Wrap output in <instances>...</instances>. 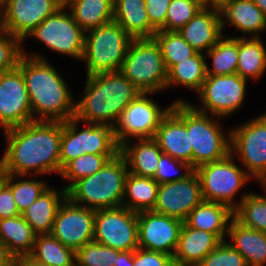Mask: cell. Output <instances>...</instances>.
Listing matches in <instances>:
<instances>
[{"mask_svg": "<svg viewBox=\"0 0 266 266\" xmlns=\"http://www.w3.org/2000/svg\"><path fill=\"white\" fill-rule=\"evenodd\" d=\"M94 241L119 251L139 248L137 213L125 208L96 210Z\"/></svg>", "mask_w": 266, "mask_h": 266, "instance_id": "13", "label": "cell"}, {"mask_svg": "<svg viewBox=\"0 0 266 266\" xmlns=\"http://www.w3.org/2000/svg\"><path fill=\"white\" fill-rule=\"evenodd\" d=\"M154 139L164 154L192 166L190 132H187L185 124L171 110L160 122Z\"/></svg>", "mask_w": 266, "mask_h": 266, "instance_id": "21", "label": "cell"}, {"mask_svg": "<svg viewBox=\"0 0 266 266\" xmlns=\"http://www.w3.org/2000/svg\"><path fill=\"white\" fill-rule=\"evenodd\" d=\"M21 215L11 189L3 182H0V220Z\"/></svg>", "mask_w": 266, "mask_h": 266, "instance_id": "47", "label": "cell"}, {"mask_svg": "<svg viewBox=\"0 0 266 266\" xmlns=\"http://www.w3.org/2000/svg\"><path fill=\"white\" fill-rule=\"evenodd\" d=\"M33 121L31 104L21 70L0 73V126L19 127Z\"/></svg>", "mask_w": 266, "mask_h": 266, "instance_id": "15", "label": "cell"}, {"mask_svg": "<svg viewBox=\"0 0 266 266\" xmlns=\"http://www.w3.org/2000/svg\"><path fill=\"white\" fill-rule=\"evenodd\" d=\"M95 214L96 210L76 205L66 198L58 209L50 234L76 251L94 240Z\"/></svg>", "mask_w": 266, "mask_h": 266, "instance_id": "16", "label": "cell"}, {"mask_svg": "<svg viewBox=\"0 0 266 266\" xmlns=\"http://www.w3.org/2000/svg\"><path fill=\"white\" fill-rule=\"evenodd\" d=\"M171 111L185 124L190 132V147H192V167L215 162L226 158L230 154L231 130L227 137L217 117L196 110L190 102L176 100ZM215 118V119H213Z\"/></svg>", "mask_w": 266, "mask_h": 266, "instance_id": "4", "label": "cell"}, {"mask_svg": "<svg viewBox=\"0 0 266 266\" xmlns=\"http://www.w3.org/2000/svg\"><path fill=\"white\" fill-rule=\"evenodd\" d=\"M231 153L224 159L200 165L195 169L201 183L202 198L227 205L235 210L239 201L234 197L252 178L244 168L239 167Z\"/></svg>", "mask_w": 266, "mask_h": 266, "instance_id": "8", "label": "cell"}, {"mask_svg": "<svg viewBox=\"0 0 266 266\" xmlns=\"http://www.w3.org/2000/svg\"><path fill=\"white\" fill-rule=\"evenodd\" d=\"M172 260L173 257L165 253L141 248L134 250L133 255L134 266H168Z\"/></svg>", "mask_w": 266, "mask_h": 266, "instance_id": "46", "label": "cell"}, {"mask_svg": "<svg viewBox=\"0 0 266 266\" xmlns=\"http://www.w3.org/2000/svg\"><path fill=\"white\" fill-rule=\"evenodd\" d=\"M205 58H212V68L206 64L207 75H228L236 73L238 63V36H223L209 49Z\"/></svg>", "mask_w": 266, "mask_h": 266, "instance_id": "35", "label": "cell"}, {"mask_svg": "<svg viewBox=\"0 0 266 266\" xmlns=\"http://www.w3.org/2000/svg\"><path fill=\"white\" fill-rule=\"evenodd\" d=\"M139 248L174 256L183 221L155 213H137Z\"/></svg>", "mask_w": 266, "mask_h": 266, "instance_id": "17", "label": "cell"}, {"mask_svg": "<svg viewBox=\"0 0 266 266\" xmlns=\"http://www.w3.org/2000/svg\"><path fill=\"white\" fill-rule=\"evenodd\" d=\"M63 5L48 16L28 36L35 38L51 51L82 60L85 31L74 21Z\"/></svg>", "mask_w": 266, "mask_h": 266, "instance_id": "11", "label": "cell"}, {"mask_svg": "<svg viewBox=\"0 0 266 266\" xmlns=\"http://www.w3.org/2000/svg\"><path fill=\"white\" fill-rule=\"evenodd\" d=\"M17 67L25 80L33 121L65 122L75 117V100L69 86L44 56L27 55L22 45Z\"/></svg>", "mask_w": 266, "mask_h": 266, "instance_id": "2", "label": "cell"}, {"mask_svg": "<svg viewBox=\"0 0 266 266\" xmlns=\"http://www.w3.org/2000/svg\"><path fill=\"white\" fill-rule=\"evenodd\" d=\"M128 173L126 160L118 153L98 172L76 181L67 190V198L76 205L94 210L122 207Z\"/></svg>", "mask_w": 266, "mask_h": 266, "instance_id": "5", "label": "cell"}, {"mask_svg": "<svg viewBox=\"0 0 266 266\" xmlns=\"http://www.w3.org/2000/svg\"><path fill=\"white\" fill-rule=\"evenodd\" d=\"M132 40L115 20L85 32L86 76L120 71Z\"/></svg>", "mask_w": 266, "mask_h": 266, "instance_id": "6", "label": "cell"}, {"mask_svg": "<svg viewBox=\"0 0 266 266\" xmlns=\"http://www.w3.org/2000/svg\"><path fill=\"white\" fill-rule=\"evenodd\" d=\"M252 1L266 15V0H252Z\"/></svg>", "mask_w": 266, "mask_h": 266, "instance_id": "52", "label": "cell"}, {"mask_svg": "<svg viewBox=\"0 0 266 266\" xmlns=\"http://www.w3.org/2000/svg\"><path fill=\"white\" fill-rule=\"evenodd\" d=\"M197 266H248L244 257L227 241H222Z\"/></svg>", "mask_w": 266, "mask_h": 266, "instance_id": "43", "label": "cell"}, {"mask_svg": "<svg viewBox=\"0 0 266 266\" xmlns=\"http://www.w3.org/2000/svg\"><path fill=\"white\" fill-rule=\"evenodd\" d=\"M220 5H222L227 0H216Z\"/></svg>", "mask_w": 266, "mask_h": 266, "instance_id": "56", "label": "cell"}, {"mask_svg": "<svg viewBox=\"0 0 266 266\" xmlns=\"http://www.w3.org/2000/svg\"><path fill=\"white\" fill-rule=\"evenodd\" d=\"M16 266H48L38 260H35L31 255H26L16 260Z\"/></svg>", "mask_w": 266, "mask_h": 266, "instance_id": "50", "label": "cell"}, {"mask_svg": "<svg viewBox=\"0 0 266 266\" xmlns=\"http://www.w3.org/2000/svg\"><path fill=\"white\" fill-rule=\"evenodd\" d=\"M205 60L203 53L196 52L191 58L174 65L167 72L166 89L181 85L198 93L207 76Z\"/></svg>", "mask_w": 266, "mask_h": 266, "instance_id": "33", "label": "cell"}, {"mask_svg": "<svg viewBox=\"0 0 266 266\" xmlns=\"http://www.w3.org/2000/svg\"><path fill=\"white\" fill-rule=\"evenodd\" d=\"M120 72L141 93L166 90L167 70L155 38L133 39Z\"/></svg>", "mask_w": 266, "mask_h": 266, "instance_id": "7", "label": "cell"}, {"mask_svg": "<svg viewBox=\"0 0 266 266\" xmlns=\"http://www.w3.org/2000/svg\"><path fill=\"white\" fill-rule=\"evenodd\" d=\"M63 5V0H9L1 14L2 29L23 42L45 18Z\"/></svg>", "mask_w": 266, "mask_h": 266, "instance_id": "18", "label": "cell"}, {"mask_svg": "<svg viewBox=\"0 0 266 266\" xmlns=\"http://www.w3.org/2000/svg\"><path fill=\"white\" fill-rule=\"evenodd\" d=\"M223 30L220 8H215L200 9L178 32L197 53H206L224 36Z\"/></svg>", "mask_w": 266, "mask_h": 266, "instance_id": "20", "label": "cell"}, {"mask_svg": "<svg viewBox=\"0 0 266 266\" xmlns=\"http://www.w3.org/2000/svg\"><path fill=\"white\" fill-rule=\"evenodd\" d=\"M221 242L215 234L183 223L173 260L187 266H197Z\"/></svg>", "mask_w": 266, "mask_h": 266, "instance_id": "23", "label": "cell"}, {"mask_svg": "<svg viewBox=\"0 0 266 266\" xmlns=\"http://www.w3.org/2000/svg\"><path fill=\"white\" fill-rule=\"evenodd\" d=\"M36 234L22 215L0 220V241L17 260L32 253Z\"/></svg>", "mask_w": 266, "mask_h": 266, "instance_id": "29", "label": "cell"}, {"mask_svg": "<svg viewBox=\"0 0 266 266\" xmlns=\"http://www.w3.org/2000/svg\"><path fill=\"white\" fill-rule=\"evenodd\" d=\"M220 12L222 28L227 23L233 25L243 33L240 37L244 38V34L260 37V33L266 31V15L252 0H227L220 6Z\"/></svg>", "mask_w": 266, "mask_h": 266, "instance_id": "22", "label": "cell"}, {"mask_svg": "<svg viewBox=\"0 0 266 266\" xmlns=\"http://www.w3.org/2000/svg\"><path fill=\"white\" fill-rule=\"evenodd\" d=\"M78 122L75 117L62 122L60 173L70 161L82 154L119 153L113 127L84 123L86 127L78 131Z\"/></svg>", "mask_w": 266, "mask_h": 266, "instance_id": "9", "label": "cell"}, {"mask_svg": "<svg viewBox=\"0 0 266 266\" xmlns=\"http://www.w3.org/2000/svg\"><path fill=\"white\" fill-rule=\"evenodd\" d=\"M258 183L262 185L264 192L266 193V171L257 179ZM266 197V196H265Z\"/></svg>", "mask_w": 266, "mask_h": 266, "instance_id": "53", "label": "cell"}, {"mask_svg": "<svg viewBox=\"0 0 266 266\" xmlns=\"http://www.w3.org/2000/svg\"><path fill=\"white\" fill-rule=\"evenodd\" d=\"M168 266H187V265H184V264H182V263H180V262H177V261H175V260H172V261L168 264Z\"/></svg>", "mask_w": 266, "mask_h": 266, "instance_id": "55", "label": "cell"}, {"mask_svg": "<svg viewBox=\"0 0 266 266\" xmlns=\"http://www.w3.org/2000/svg\"><path fill=\"white\" fill-rule=\"evenodd\" d=\"M230 130V153L238 154L245 171L258 179L266 171V113Z\"/></svg>", "mask_w": 266, "mask_h": 266, "instance_id": "14", "label": "cell"}, {"mask_svg": "<svg viewBox=\"0 0 266 266\" xmlns=\"http://www.w3.org/2000/svg\"><path fill=\"white\" fill-rule=\"evenodd\" d=\"M64 6L85 32L113 20V0H64Z\"/></svg>", "mask_w": 266, "mask_h": 266, "instance_id": "30", "label": "cell"}, {"mask_svg": "<svg viewBox=\"0 0 266 266\" xmlns=\"http://www.w3.org/2000/svg\"><path fill=\"white\" fill-rule=\"evenodd\" d=\"M6 147L0 158L1 173L35 176L60 175L62 122L32 121L3 131Z\"/></svg>", "mask_w": 266, "mask_h": 266, "instance_id": "1", "label": "cell"}, {"mask_svg": "<svg viewBox=\"0 0 266 266\" xmlns=\"http://www.w3.org/2000/svg\"><path fill=\"white\" fill-rule=\"evenodd\" d=\"M8 2L9 0H0V14H2L5 11Z\"/></svg>", "mask_w": 266, "mask_h": 266, "instance_id": "54", "label": "cell"}, {"mask_svg": "<svg viewBox=\"0 0 266 266\" xmlns=\"http://www.w3.org/2000/svg\"><path fill=\"white\" fill-rule=\"evenodd\" d=\"M145 0H114L113 20L132 39L154 38L157 30L151 25Z\"/></svg>", "mask_w": 266, "mask_h": 266, "instance_id": "27", "label": "cell"}, {"mask_svg": "<svg viewBox=\"0 0 266 266\" xmlns=\"http://www.w3.org/2000/svg\"><path fill=\"white\" fill-rule=\"evenodd\" d=\"M150 95L140 93L118 117L113 133L119 147L131 138H154L160 122L171 110L173 103L162 109Z\"/></svg>", "mask_w": 266, "mask_h": 266, "instance_id": "10", "label": "cell"}, {"mask_svg": "<svg viewBox=\"0 0 266 266\" xmlns=\"http://www.w3.org/2000/svg\"><path fill=\"white\" fill-rule=\"evenodd\" d=\"M180 169H184L183 174H178L180 172ZM194 171L195 169L190 164L178 159H174L171 156L162 153L157 165L156 174L153 178L159 184L170 183L184 180Z\"/></svg>", "mask_w": 266, "mask_h": 266, "instance_id": "41", "label": "cell"}, {"mask_svg": "<svg viewBox=\"0 0 266 266\" xmlns=\"http://www.w3.org/2000/svg\"><path fill=\"white\" fill-rule=\"evenodd\" d=\"M189 0H172L166 15L165 30L178 31L184 27L200 10Z\"/></svg>", "mask_w": 266, "mask_h": 266, "instance_id": "42", "label": "cell"}, {"mask_svg": "<svg viewBox=\"0 0 266 266\" xmlns=\"http://www.w3.org/2000/svg\"><path fill=\"white\" fill-rule=\"evenodd\" d=\"M232 218L233 210L227 205L203 200L188 214L184 223L188 227L211 232L225 241Z\"/></svg>", "mask_w": 266, "mask_h": 266, "instance_id": "26", "label": "cell"}, {"mask_svg": "<svg viewBox=\"0 0 266 266\" xmlns=\"http://www.w3.org/2000/svg\"><path fill=\"white\" fill-rule=\"evenodd\" d=\"M116 155L117 154H82L70 161L60 173L63 180L71 182L63 188L67 191L76 181L95 174Z\"/></svg>", "mask_w": 266, "mask_h": 266, "instance_id": "38", "label": "cell"}, {"mask_svg": "<svg viewBox=\"0 0 266 266\" xmlns=\"http://www.w3.org/2000/svg\"><path fill=\"white\" fill-rule=\"evenodd\" d=\"M227 236L231 239L229 243L244 257L248 266L266 264V233L246 227L233 217Z\"/></svg>", "mask_w": 266, "mask_h": 266, "instance_id": "28", "label": "cell"}, {"mask_svg": "<svg viewBox=\"0 0 266 266\" xmlns=\"http://www.w3.org/2000/svg\"><path fill=\"white\" fill-rule=\"evenodd\" d=\"M66 198L67 191L63 187L57 192L49 186L21 215L36 235L50 234L58 209Z\"/></svg>", "mask_w": 266, "mask_h": 266, "instance_id": "25", "label": "cell"}, {"mask_svg": "<svg viewBox=\"0 0 266 266\" xmlns=\"http://www.w3.org/2000/svg\"><path fill=\"white\" fill-rule=\"evenodd\" d=\"M154 38L160 45L167 72L174 65L191 58L196 53L178 31L159 30Z\"/></svg>", "mask_w": 266, "mask_h": 266, "instance_id": "37", "label": "cell"}, {"mask_svg": "<svg viewBox=\"0 0 266 266\" xmlns=\"http://www.w3.org/2000/svg\"><path fill=\"white\" fill-rule=\"evenodd\" d=\"M22 42L0 29V73L14 69L22 55Z\"/></svg>", "mask_w": 266, "mask_h": 266, "instance_id": "44", "label": "cell"}, {"mask_svg": "<svg viewBox=\"0 0 266 266\" xmlns=\"http://www.w3.org/2000/svg\"><path fill=\"white\" fill-rule=\"evenodd\" d=\"M202 201L200 179L194 171L184 180L159 184L157 201L152 211L184 222Z\"/></svg>", "mask_w": 266, "mask_h": 266, "instance_id": "19", "label": "cell"}, {"mask_svg": "<svg viewBox=\"0 0 266 266\" xmlns=\"http://www.w3.org/2000/svg\"><path fill=\"white\" fill-rule=\"evenodd\" d=\"M134 250L121 251L118 255L117 262L114 266H134L133 264Z\"/></svg>", "mask_w": 266, "mask_h": 266, "instance_id": "49", "label": "cell"}, {"mask_svg": "<svg viewBox=\"0 0 266 266\" xmlns=\"http://www.w3.org/2000/svg\"><path fill=\"white\" fill-rule=\"evenodd\" d=\"M151 25L157 30H165L167 9L172 0H145Z\"/></svg>", "mask_w": 266, "mask_h": 266, "instance_id": "45", "label": "cell"}, {"mask_svg": "<svg viewBox=\"0 0 266 266\" xmlns=\"http://www.w3.org/2000/svg\"><path fill=\"white\" fill-rule=\"evenodd\" d=\"M24 177V175H13L2 173V181L11 189L16 206L22 214L32 203H34L39 196L45 191L49 185L44 181L24 179L17 180V178ZM46 184V185H45Z\"/></svg>", "mask_w": 266, "mask_h": 266, "instance_id": "39", "label": "cell"}, {"mask_svg": "<svg viewBox=\"0 0 266 266\" xmlns=\"http://www.w3.org/2000/svg\"><path fill=\"white\" fill-rule=\"evenodd\" d=\"M30 255L48 266H76V251L64 246L51 234L36 235Z\"/></svg>", "mask_w": 266, "mask_h": 266, "instance_id": "34", "label": "cell"}, {"mask_svg": "<svg viewBox=\"0 0 266 266\" xmlns=\"http://www.w3.org/2000/svg\"><path fill=\"white\" fill-rule=\"evenodd\" d=\"M82 97L75 102L81 123L113 127L123 110L141 93L120 71L86 76Z\"/></svg>", "mask_w": 266, "mask_h": 266, "instance_id": "3", "label": "cell"}, {"mask_svg": "<svg viewBox=\"0 0 266 266\" xmlns=\"http://www.w3.org/2000/svg\"><path fill=\"white\" fill-rule=\"evenodd\" d=\"M0 29H2L1 14H0Z\"/></svg>", "mask_w": 266, "mask_h": 266, "instance_id": "57", "label": "cell"}, {"mask_svg": "<svg viewBox=\"0 0 266 266\" xmlns=\"http://www.w3.org/2000/svg\"><path fill=\"white\" fill-rule=\"evenodd\" d=\"M120 252L93 240L76 250V266H114Z\"/></svg>", "mask_w": 266, "mask_h": 266, "instance_id": "40", "label": "cell"}, {"mask_svg": "<svg viewBox=\"0 0 266 266\" xmlns=\"http://www.w3.org/2000/svg\"><path fill=\"white\" fill-rule=\"evenodd\" d=\"M2 181V173H1V171H0V182Z\"/></svg>", "mask_w": 266, "mask_h": 266, "instance_id": "58", "label": "cell"}, {"mask_svg": "<svg viewBox=\"0 0 266 266\" xmlns=\"http://www.w3.org/2000/svg\"><path fill=\"white\" fill-rule=\"evenodd\" d=\"M266 72V48L260 37H238L236 73L257 81Z\"/></svg>", "mask_w": 266, "mask_h": 266, "instance_id": "32", "label": "cell"}, {"mask_svg": "<svg viewBox=\"0 0 266 266\" xmlns=\"http://www.w3.org/2000/svg\"><path fill=\"white\" fill-rule=\"evenodd\" d=\"M129 140L120 146L119 153L125 158L129 173L139 177L153 178L163 153L154 138Z\"/></svg>", "mask_w": 266, "mask_h": 266, "instance_id": "24", "label": "cell"}, {"mask_svg": "<svg viewBox=\"0 0 266 266\" xmlns=\"http://www.w3.org/2000/svg\"><path fill=\"white\" fill-rule=\"evenodd\" d=\"M158 188L159 183L154 178L128 173L122 206L135 213L152 211L157 201Z\"/></svg>", "mask_w": 266, "mask_h": 266, "instance_id": "31", "label": "cell"}, {"mask_svg": "<svg viewBox=\"0 0 266 266\" xmlns=\"http://www.w3.org/2000/svg\"><path fill=\"white\" fill-rule=\"evenodd\" d=\"M195 3L201 9H215L220 8V4L216 0H189Z\"/></svg>", "mask_w": 266, "mask_h": 266, "instance_id": "51", "label": "cell"}, {"mask_svg": "<svg viewBox=\"0 0 266 266\" xmlns=\"http://www.w3.org/2000/svg\"><path fill=\"white\" fill-rule=\"evenodd\" d=\"M240 198L233 217L246 227L266 233V197L250 192Z\"/></svg>", "mask_w": 266, "mask_h": 266, "instance_id": "36", "label": "cell"}, {"mask_svg": "<svg viewBox=\"0 0 266 266\" xmlns=\"http://www.w3.org/2000/svg\"><path fill=\"white\" fill-rule=\"evenodd\" d=\"M248 80L238 73L228 75H207L198 92L202 108L196 110L221 118L231 116L243 105Z\"/></svg>", "mask_w": 266, "mask_h": 266, "instance_id": "12", "label": "cell"}, {"mask_svg": "<svg viewBox=\"0 0 266 266\" xmlns=\"http://www.w3.org/2000/svg\"><path fill=\"white\" fill-rule=\"evenodd\" d=\"M0 266H16V260L8 253L6 246L1 241Z\"/></svg>", "mask_w": 266, "mask_h": 266, "instance_id": "48", "label": "cell"}]
</instances>
